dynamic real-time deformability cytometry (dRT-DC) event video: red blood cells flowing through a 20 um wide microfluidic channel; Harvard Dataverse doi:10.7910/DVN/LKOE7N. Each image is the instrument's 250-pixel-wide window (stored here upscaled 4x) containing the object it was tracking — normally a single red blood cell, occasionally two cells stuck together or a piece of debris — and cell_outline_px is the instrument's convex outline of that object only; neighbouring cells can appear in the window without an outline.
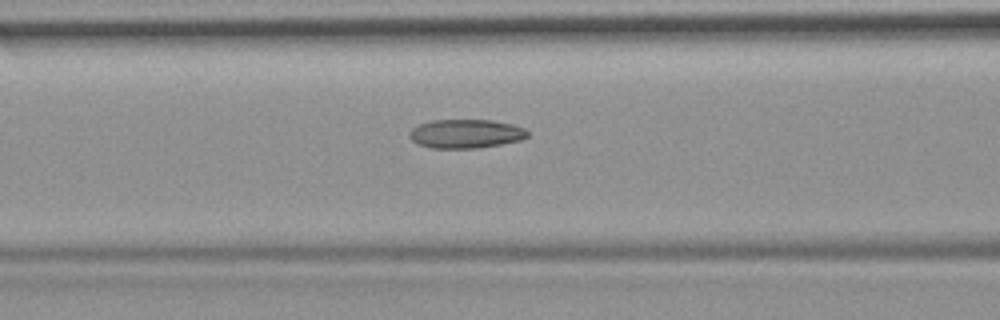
{"species": "common noctule bat (a hibernating species)", "species_latin": "Nyctalus noctula", "temperature_condition": "room temperature", "stored_images_in_passage": 4, "camera_frame_rate_fps": 3000, "um_per_image_px": 0.085, "animal": {"sex": "female", "body_mass_g": 19.9}, "frame": {"image": 1, "passage_image": 4, "time_ms": 1.0, "image_size_px": [1000, 320], "cell_outline_px": [[528, 136], [520, 140], [500, 144], [476, 148], [432, 148], [416, 144], [408, 136], [408, 132], [412, 128], [420, 124], [432, 120], [492, 120], [512, 124], [524, 128], [528, 132]], "centroid_in_image_um": [39.56, 11.36], "position_along_channel_um": 127.0, "area_um2": 19.88}}